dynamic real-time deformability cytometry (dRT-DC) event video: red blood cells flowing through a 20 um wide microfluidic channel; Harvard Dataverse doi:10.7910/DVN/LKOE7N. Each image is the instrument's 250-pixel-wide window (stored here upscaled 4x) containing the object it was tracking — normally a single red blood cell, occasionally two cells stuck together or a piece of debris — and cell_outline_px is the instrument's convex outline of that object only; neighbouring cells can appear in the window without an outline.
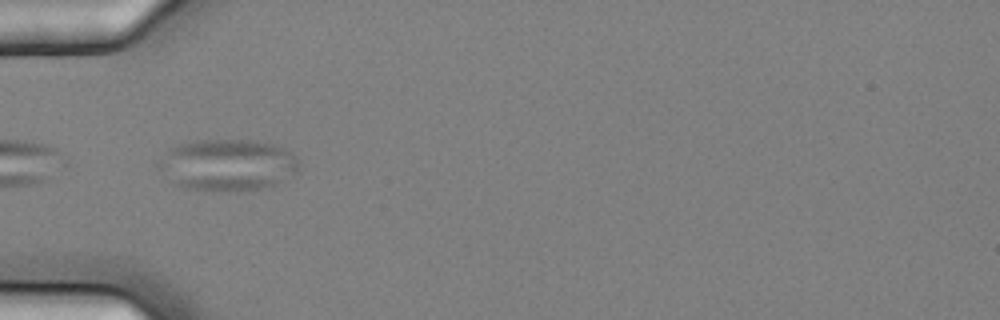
{"species": "common noctule bat (a hibernating species)", "species_latin": "Nyctalus noctula", "temperature_condition": "cold", "stored_images_in_passage": 38, "camera_frame_rate_fps": 3000, "um_per_image_px": 0.085, "animal": {"sex": "female", "body_mass_g": 25.1}, "frame": {"image": 1, "passage_image": 2, "time_ms": 0.333, "image_size_px": [1000, 320], "cell_outline_px": [[300, 172], [276, 184], [248, 192], [236, 192], [184, 188], [172, 184], [156, 168], [156, 164], [168, 148], [180, 144], [204, 140], [252, 140], [272, 144], [284, 148], [296, 156], [300, 160]], "centroid_in_image_um": [19.35, 14.04], "position_along_channel_um": 65.7, "area_um2": 43.12}}
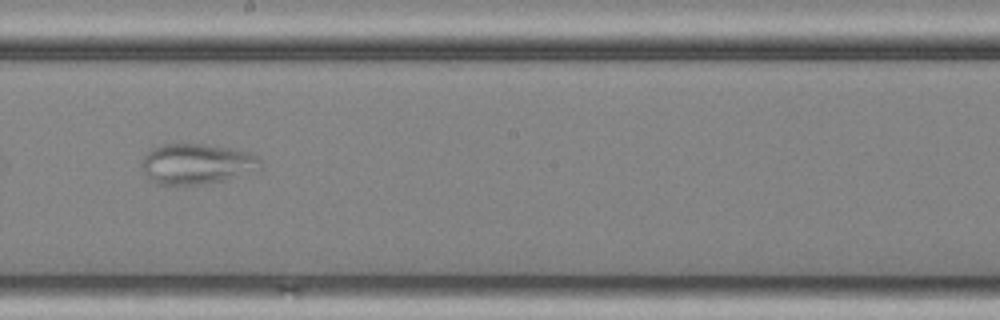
{"frame": {"image": 2, "passage_image": 16, "time_ms": 5.0, "image_size_px": [1000, 320], "cell_outline_px": [[260, 168], [224, 180], [200, 184], [156, 184], [144, 172], [140, 164], [144, 156], [152, 148], [164, 144], [200, 144], [228, 148], [252, 152], [260, 160]], "centroid_in_image_um": [16.69, 13.92], "position_along_channel_um": 231.5, "area_um2": 27.51}}
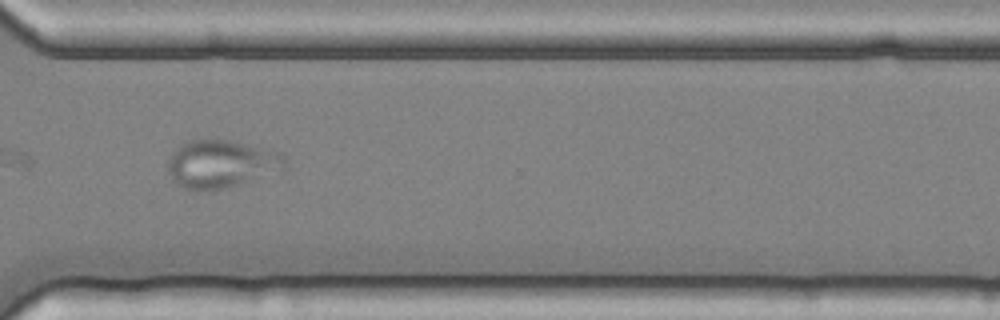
{"frame": {"image": 3, "passage_image": 26, "time_ms": 8.333, "image_size_px": [1000, 320], "cell_outline_px": [[288, 168], [236, 184], [220, 188], [184, 188], [168, 172], [168, 160], [172, 152], [180, 144], [188, 140], [208, 136], [228, 140], [280, 152], [284, 156], [288, 164]], "centroid_in_image_um": [18.81, 13.85], "position_along_channel_um": 351.8, "area_um2": 32.25}}